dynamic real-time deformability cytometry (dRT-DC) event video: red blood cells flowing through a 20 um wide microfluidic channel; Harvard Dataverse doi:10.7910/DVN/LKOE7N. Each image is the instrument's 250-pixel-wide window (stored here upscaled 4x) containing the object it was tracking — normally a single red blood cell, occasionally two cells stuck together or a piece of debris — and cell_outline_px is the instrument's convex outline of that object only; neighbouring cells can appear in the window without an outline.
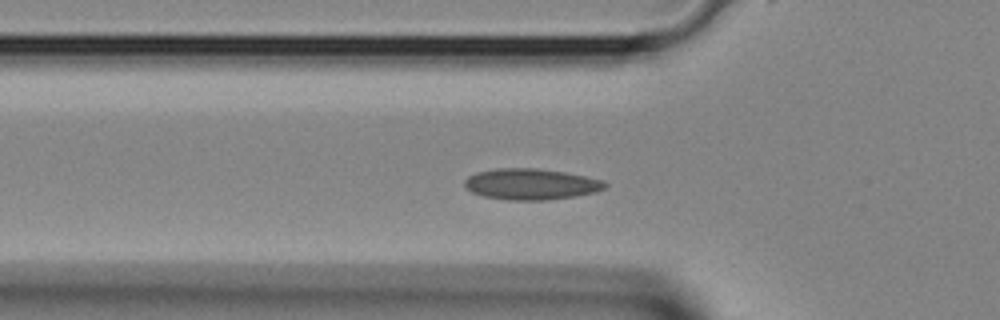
{"species": "Egyptian fruit bat (a non-hibernating species)", "species_latin": "Rousettus aegyptiacus", "temperature_condition": "room temperature", "stored_images_in_passage": 29, "camera_frame_rate_fps": 3000, "um_per_image_px": 0.085, "animal": {"sex": "female"}, "frame": {"image": 1, "passage_image": 10, "time_ms": 3.0, "image_size_px": [1000, 320], "cell_outline_px": [[608, 184], [604, 188], [596, 192], [576, 196], [548, 200], [508, 200], [484, 196], [472, 192], [464, 184], [464, 180], [468, 176], [476, 172], [496, 168], [536, 168], [564, 172], [604, 180]], "centroid_in_image_um": [45.14, 15.65], "position_along_channel_um": 80.7, "area_um2": 25.43}}
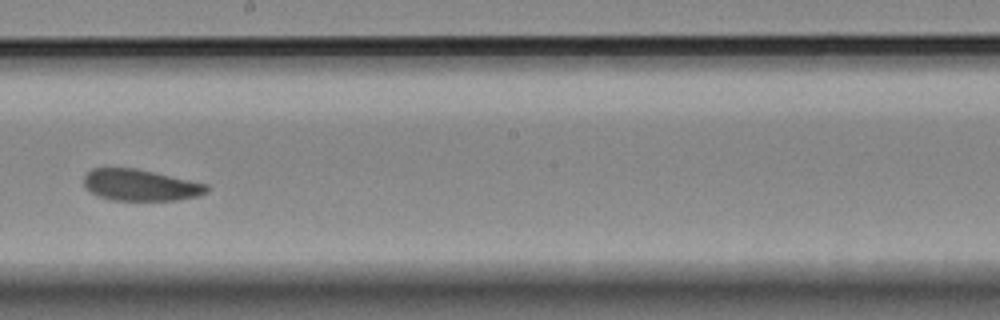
{"frame": {"image": 2, "passage_image": 19, "time_ms": 6.0, "image_size_px": [1000, 320], "cell_outline_px": [[208, 192], [200, 196], [176, 200], [112, 200], [100, 196], [84, 188], [84, 176], [92, 168], [136, 168], [208, 184]], "centroid_in_image_um": [11.95, 15.73], "position_along_channel_um": 236.3, "area_um2": 22.48}}
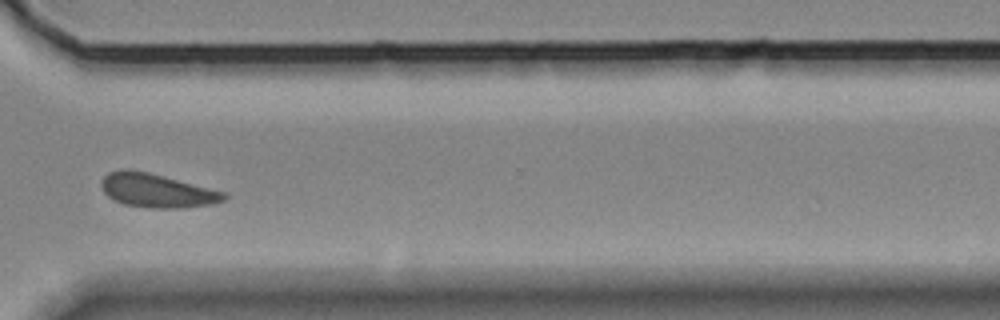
{"frame": {"image": 3, "passage_image": 26, "time_ms": 8.333, "image_size_px": [1000, 320], "cell_outline_px": [[228, 196], [224, 200], [212, 204], [180, 208], [148, 208], [124, 204], [112, 200], [104, 192], [100, 184], [104, 176], [108, 172], [120, 168], [128, 168], [148, 172], [228, 192]], "centroid_in_image_um": [13.33, 16.19], "position_along_channel_um": 357.3, "area_um2": 24.51}}